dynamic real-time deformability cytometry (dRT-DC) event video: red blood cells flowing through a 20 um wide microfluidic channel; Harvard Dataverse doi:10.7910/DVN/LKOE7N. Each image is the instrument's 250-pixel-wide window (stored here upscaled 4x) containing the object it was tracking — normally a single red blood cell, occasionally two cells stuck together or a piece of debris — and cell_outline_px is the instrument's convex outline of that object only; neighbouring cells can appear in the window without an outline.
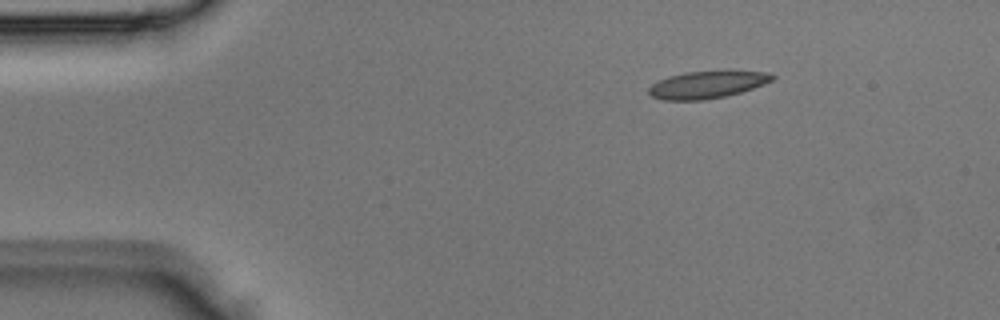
{"species": "Egyptian fruit bat (a non-hibernating species)", "species_latin": "Rousettus aegyptiacus", "temperature_condition": "room temperature", "stored_images_in_passage": 4, "camera_frame_rate_fps": 3000, "um_per_image_px": 0.085, "animal": {"sex": "male"}, "frame": {"image": 1, "passage_image": 1, "time_ms": 0.0, "image_size_px": [1000, 320], "cell_outline_px": [[776, 76], [772, 80], [764, 84], [740, 92], [724, 96], [704, 100], [660, 100], [652, 96], [648, 92], [648, 88], [652, 84], [668, 76], [684, 72], [764, 72]], "centroid_in_image_um": [60.03, 7.22], "position_along_channel_um": 25.0, "area_um2": 19.13}}
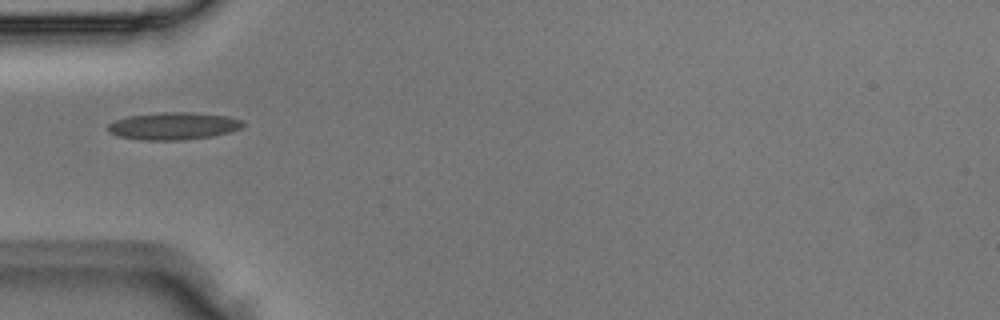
{"frame": {"image": 2, "passage_image": 3, "time_ms": 0.667, "image_size_px": [1000, 320], "cell_outline_px": [[244, 124], [240, 128], [228, 132], [212, 136], [184, 140], [140, 140], [120, 136], [108, 132], [108, 124], [116, 120], [128, 116], [164, 112], [188, 112], [228, 116], [244, 120]], "centroid_in_image_um": [14.75, 10.71], "position_along_channel_um": 70.2, "area_um2": 21.44}}